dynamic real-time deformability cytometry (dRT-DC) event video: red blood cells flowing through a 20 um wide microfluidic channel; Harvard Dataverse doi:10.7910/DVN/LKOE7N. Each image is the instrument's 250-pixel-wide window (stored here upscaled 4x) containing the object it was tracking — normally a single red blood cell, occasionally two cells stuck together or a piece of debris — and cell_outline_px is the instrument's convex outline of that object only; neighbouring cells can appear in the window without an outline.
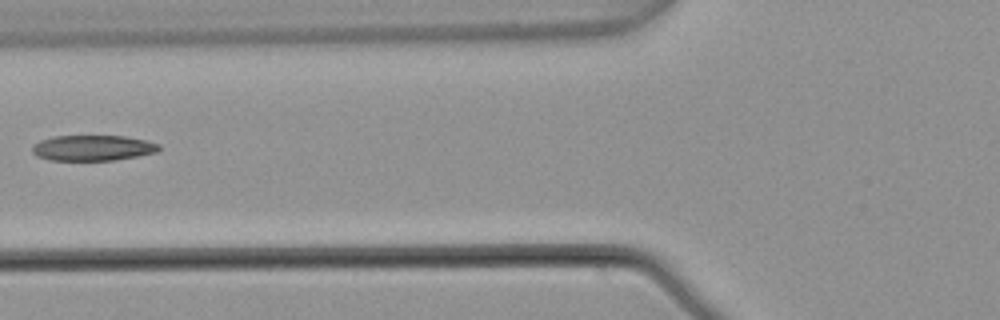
{"species": "common noctule bat (a hibernating species)", "species_latin": "Nyctalus noctula", "temperature_condition": "warm", "stored_images_in_passage": 4, "camera_frame_rate_fps": 3000, "um_per_image_px": 0.085, "animal": {"sex": "male", "body_mass_g": 21.5, "forearm_length_mm": 52.0}, "frame": {"image": 1, "passage_image": 4, "time_ms": 1.0, "image_size_px": [1000, 320], "cell_outline_px": [[160, 148], [156, 152], [116, 160], [48, 160], [36, 156], [32, 152], [32, 144], [40, 140], [52, 136], [124, 136], [144, 140], [160, 144]], "centroid_in_image_um": [7.83, 12.57], "position_along_channel_um": 118.0, "area_um2": 18.9}}